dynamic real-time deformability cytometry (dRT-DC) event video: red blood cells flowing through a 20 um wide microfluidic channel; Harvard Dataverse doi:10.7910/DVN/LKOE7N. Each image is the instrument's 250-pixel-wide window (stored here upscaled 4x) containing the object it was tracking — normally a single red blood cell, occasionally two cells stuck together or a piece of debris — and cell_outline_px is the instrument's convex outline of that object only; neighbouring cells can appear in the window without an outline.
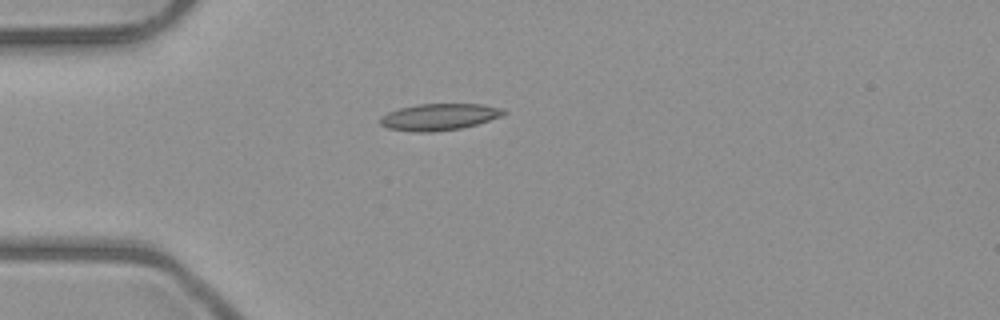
{"species": "common noctule bat (a hibernating species)", "species_latin": "Nyctalus noctula", "temperature_condition": "room temperature", "stored_images_in_passage": 5, "camera_frame_rate_fps": 3000, "um_per_image_px": 0.085, "animal": {"sex": "male", "body_mass_g": 23.1, "forearm_length_mm": 52.7}, "frame": {"image": 1, "passage_image": 5, "time_ms": 4.667, "image_size_px": [1000, 320], "cell_outline_px": [[508, 112], [500, 116], [476, 124], [460, 128], [432, 132], [416, 132], [388, 128], [380, 124], [380, 116], [388, 112], [400, 108], [420, 104], [484, 104], [504, 108]], "centroid_in_image_um": [37.33, 9.93], "position_along_channel_um": 47.7, "area_um2": 19.07}}